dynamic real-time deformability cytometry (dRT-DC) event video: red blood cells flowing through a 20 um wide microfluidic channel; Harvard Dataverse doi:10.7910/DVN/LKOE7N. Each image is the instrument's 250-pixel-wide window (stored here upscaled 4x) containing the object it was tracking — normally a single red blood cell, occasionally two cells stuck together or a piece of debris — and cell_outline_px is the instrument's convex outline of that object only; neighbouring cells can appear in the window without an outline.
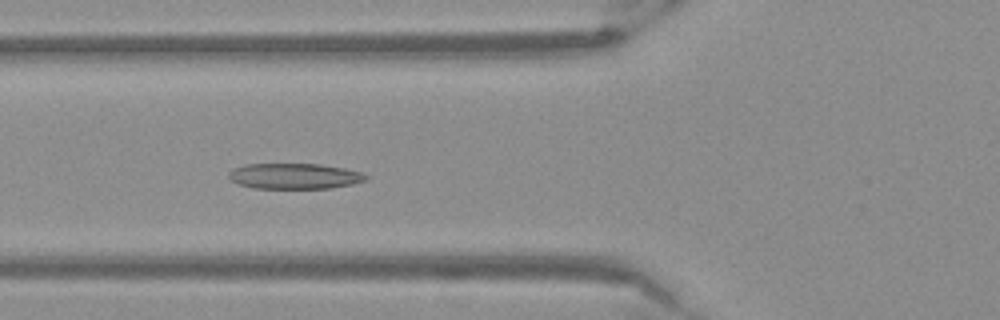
{"species": "Egyptian fruit bat (a non-hibernating species)", "species_latin": "Rousettus aegyptiacus", "temperature_condition": "warm", "stored_images_in_passage": 54, "camera_frame_rate_fps": 3000, "um_per_image_px": 0.085, "frame": {"image": 1, "passage_image": 21, "time_ms": 6.667, "image_size_px": [1000, 320], "cell_outline_px": [[368, 180], [352, 184], [328, 188], [252, 188], [240, 184], [232, 180], [228, 176], [228, 172], [244, 164], [320, 164], [344, 168], [364, 172], [368, 176]], "centroid_in_image_um": [25.08, 14.96], "position_along_channel_um": 100.7, "area_um2": 20.46}}
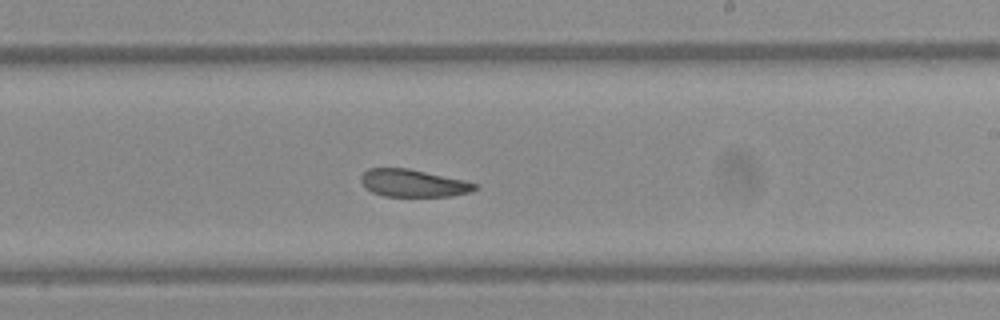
{"frame": {"image": 2, "passage_image": 33, "time_ms": 10.667, "image_size_px": [1000, 320], "cell_outline_px": [[480, 188], [472, 192], [452, 196], [384, 196], [372, 192], [360, 180], [360, 176], [368, 168], [408, 168], [468, 180], [480, 184]], "centroid_in_image_um": [35.23, 15.56], "position_along_channel_um": 253.8, "area_um2": 18.55}}
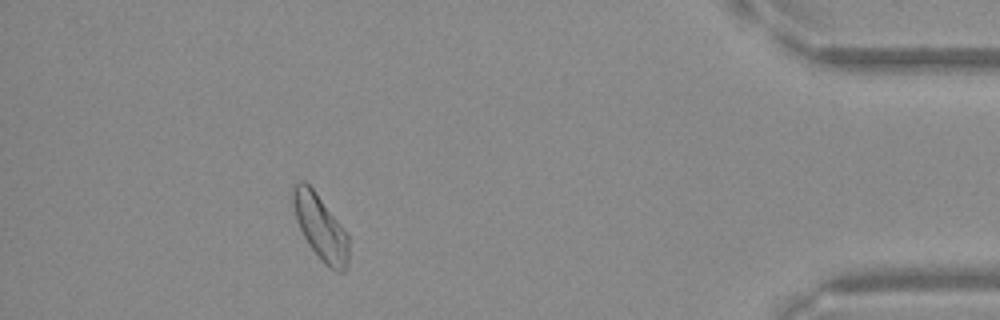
{"frame": {"image": 3, "passage_image": 49, "time_ms": 16.0, "image_size_px": [1000, 320], "cell_outline_px": [[348, 264], [344, 272], [336, 272], [328, 268], [324, 264], [308, 244], [296, 220], [292, 204], [292, 188], [300, 180], [304, 180], [312, 188], [348, 236]], "centroid_in_image_um": [27.21, 19.36], "position_along_channel_um": 408.0, "area_um2": 20.75}}